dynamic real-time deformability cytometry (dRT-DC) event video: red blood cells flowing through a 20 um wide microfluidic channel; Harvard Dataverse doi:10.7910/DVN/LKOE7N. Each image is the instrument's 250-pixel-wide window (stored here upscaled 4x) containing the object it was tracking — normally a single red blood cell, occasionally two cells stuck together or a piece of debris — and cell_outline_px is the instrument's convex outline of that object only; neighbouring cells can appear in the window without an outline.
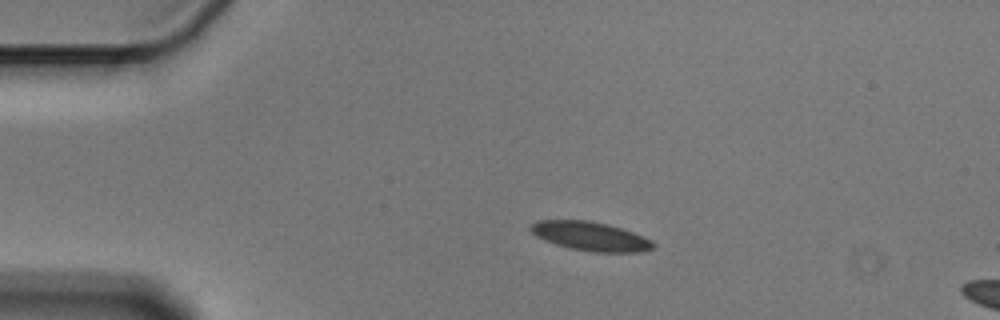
{"species": "Egyptian fruit bat (a non-hibernating species)", "species_latin": "Rousettus aegyptiacus", "temperature_condition": "cold", "stored_images_in_passage": 4, "segment_of_instrument_passage": [1, 2], "camera_frame_rate_fps": 3000, "um_per_image_px": 0.085, "animal": {"sex": "male"}, "frame": {"image": 1, "passage_image": 2, "time_ms": 0.333, "image_size_px": [1000, 320], "cell_outline_px": [[656, 244], [652, 248], [640, 252], [592, 252], [568, 248], [556, 244], [536, 236], [528, 228], [536, 220], [588, 220], [608, 224], [644, 236], [652, 240]], "centroid_in_image_um": [50.19, 20.08], "position_along_channel_um": 34.8, "area_um2": 20.69}}